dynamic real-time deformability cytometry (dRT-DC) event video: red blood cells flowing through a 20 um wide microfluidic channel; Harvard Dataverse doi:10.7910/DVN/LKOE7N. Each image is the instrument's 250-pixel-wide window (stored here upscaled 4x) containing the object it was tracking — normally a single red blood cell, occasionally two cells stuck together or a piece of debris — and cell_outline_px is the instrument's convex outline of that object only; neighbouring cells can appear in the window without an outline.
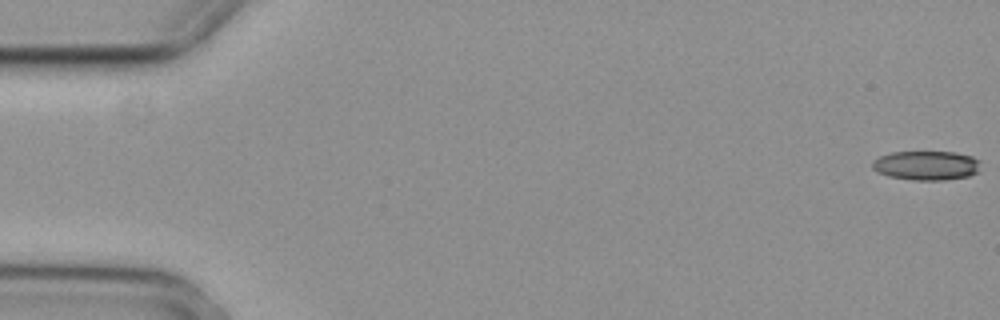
{"species": "common noctule bat (a hibernating species)", "species_latin": "Nyctalus noctula", "temperature_condition": "cold", "stored_images_in_passage": 5, "camera_frame_rate_fps": 3000, "um_per_image_px": 0.085, "animal": {"sex": "female", "body_mass_g": 29.2, "forearm_length_mm": 56.3}, "frame": {"image": 1, "passage_image": 1, "time_ms": 0.0, "image_size_px": [1000, 320], "cell_outline_px": [[980, 160], [976, 172], [968, 176], [944, 180], [912, 180], [888, 176], [876, 172], [872, 168], [872, 160], [880, 156], [892, 152], [956, 152], [972, 156]], "centroid_in_image_um": [78.7, 14.06], "position_along_channel_um": 6.3, "area_um2": 18.5}}
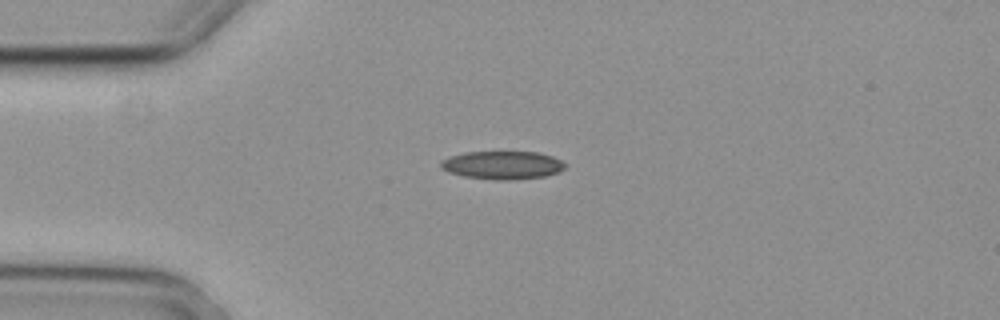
{"frame": {"image": 2, "passage_image": 4, "time_ms": 1.0, "image_size_px": [1000, 320], "cell_outline_px": [[564, 168], [560, 172], [544, 176], [512, 180], [496, 180], [464, 176], [448, 172], [440, 168], [440, 160], [448, 156], [464, 152], [536, 152], [552, 156], [560, 160], [564, 164]], "centroid_in_image_um": [42.66, 14.03], "position_along_channel_um": 42.3, "area_um2": 20.46}}